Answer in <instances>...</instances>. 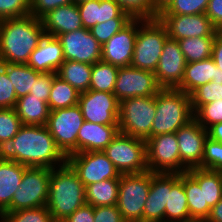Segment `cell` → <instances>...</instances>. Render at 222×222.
Returning a JSON list of instances; mask_svg holds the SVG:
<instances>
[{
  "instance_id": "cell-39",
  "label": "cell",
  "mask_w": 222,
  "mask_h": 222,
  "mask_svg": "<svg viewBox=\"0 0 222 222\" xmlns=\"http://www.w3.org/2000/svg\"><path fill=\"white\" fill-rule=\"evenodd\" d=\"M193 113L202 105L222 99V82L210 81L196 88L191 94Z\"/></svg>"
},
{
  "instance_id": "cell-32",
  "label": "cell",
  "mask_w": 222,
  "mask_h": 222,
  "mask_svg": "<svg viewBox=\"0 0 222 222\" xmlns=\"http://www.w3.org/2000/svg\"><path fill=\"white\" fill-rule=\"evenodd\" d=\"M0 66L6 71L8 78L11 80L17 99L29 94L34 81L42 73L27 64L0 63Z\"/></svg>"
},
{
  "instance_id": "cell-45",
  "label": "cell",
  "mask_w": 222,
  "mask_h": 222,
  "mask_svg": "<svg viewBox=\"0 0 222 222\" xmlns=\"http://www.w3.org/2000/svg\"><path fill=\"white\" fill-rule=\"evenodd\" d=\"M30 15V0H0V20Z\"/></svg>"
},
{
  "instance_id": "cell-20",
  "label": "cell",
  "mask_w": 222,
  "mask_h": 222,
  "mask_svg": "<svg viewBox=\"0 0 222 222\" xmlns=\"http://www.w3.org/2000/svg\"><path fill=\"white\" fill-rule=\"evenodd\" d=\"M64 61L59 39L45 34L38 47L31 53L27 65L36 71L57 73Z\"/></svg>"
},
{
  "instance_id": "cell-15",
  "label": "cell",
  "mask_w": 222,
  "mask_h": 222,
  "mask_svg": "<svg viewBox=\"0 0 222 222\" xmlns=\"http://www.w3.org/2000/svg\"><path fill=\"white\" fill-rule=\"evenodd\" d=\"M62 44L64 60L95 64L102 59V46L90 29L81 28L58 37Z\"/></svg>"
},
{
  "instance_id": "cell-25",
  "label": "cell",
  "mask_w": 222,
  "mask_h": 222,
  "mask_svg": "<svg viewBox=\"0 0 222 222\" xmlns=\"http://www.w3.org/2000/svg\"><path fill=\"white\" fill-rule=\"evenodd\" d=\"M167 218V219H166ZM190 218L187 197L180 173H168V198L165 204V222H187Z\"/></svg>"
},
{
  "instance_id": "cell-8",
  "label": "cell",
  "mask_w": 222,
  "mask_h": 222,
  "mask_svg": "<svg viewBox=\"0 0 222 222\" xmlns=\"http://www.w3.org/2000/svg\"><path fill=\"white\" fill-rule=\"evenodd\" d=\"M103 152L120 174L148 171L144 139L118 132Z\"/></svg>"
},
{
  "instance_id": "cell-10",
  "label": "cell",
  "mask_w": 222,
  "mask_h": 222,
  "mask_svg": "<svg viewBox=\"0 0 222 222\" xmlns=\"http://www.w3.org/2000/svg\"><path fill=\"white\" fill-rule=\"evenodd\" d=\"M84 122L78 105L50 111L46 127L67 157L77 153V135Z\"/></svg>"
},
{
  "instance_id": "cell-55",
  "label": "cell",
  "mask_w": 222,
  "mask_h": 222,
  "mask_svg": "<svg viewBox=\"0 0 222 222\" xmlns=\"http://www.w3.org/2000/svg\"><path fill=\"white\" fill-rule=\"evenodd\" d=\"M171 0H152L153 8L159 13L162 11Z\"/></svg>"
},
{
  "instance_id": "cell-49",
  "label": "cell",
  "mask_w": 222,
  "mask_h": 222,
  "mask_svg": "<svg viewBox=\"0 0 222 222\" xmlns=\"http://www.w3.org/2000/svg\"><path fill=\"white\" fill-rule=\"evenodd\" d=\"M94 222H125L116 205L94 207Z\"/></svg>"
},
{
  "instance_id": "cell-36",
  "label": "cell",
  "mask_w": 222,
  "mask_h": 222,
  "mask_svg": "<svg viewBox=\"0 0 222 222\" xmlns=\"http://www.w3.org/2000/svg\"><path fill=\"white\" fill-rule=\"evenodd\" d=\"M119 68L102 60L92 64L89 90L114 92Z\"/></svg>"
},
{
  "instance_id": "cell-21",
  "label": "cell",
  "mask_w": 222,
  "mask_h": 222,
  "mask_svg": "<svg viewBox=\"0 0 222 222\" xmlns=\"http://www.w3.org/2000/svg\"><path fill=\"white\" fill-rule=\"evenodd\" d=\"M41 21L45 34L54 37L83 28L78 7L74 2L49 11Z\"/></svg>"
},
{
  "instance_id": "cell-42",
  "label": "cell",
  "mask_w": 222,
  "mask_h": 222,
  "mask_svg": "<svg viewBox=\"0 0 222 222\" xmlns=\"http://www.w3.org/2000/svg\"><path fill=\"white\" fill-rule=\"evenodd\" d=\"M132 18L154 19L158 12L153 8L152 0H115Z\"/></svg>"
},
{
  "instance_id": "cell-57",
  "label": "cell",
  "mask_w": 222,
  "mask_h": 222,
  "mask_svg": "<svg viewBox=\"0 0 222 222\" xmlns=\"http://www.w3.org/2000/svg\"><path fill=\"white\" fill-rule=\"evenodd\" d=\"M89 0H73V2L76 4V5H79L81 3H84V2H87Z\"/></svg>"
},
{
  "instance_id": "cell-35",
  "label": "cell",
  "mask_w": 222,
  "mask_h": 222,
  "mask_svg": "<svg viewBox=\"0 0 222 222\" xmlns=\"http://www.w3.org/2000/svg\"><path fill=\"white\" fill-rule=\"evenodd\" d=\"M215 37H194L178 40L186 62H197L211 57Z\"/></svg>"
},
{
  "instance_id": "cell-19",
  "label": "cell",
  "mask_w": 222,
  "mask_h": 222,
  "mask_svg": "<svg viewBox=\"0 0 222 222\" xmlns=\"http://www.w3.org/2000/svg\"><path fill=\"white\" fill-rule=\"evenodd\" d=\"M186 64L179 42L168 38L154 72L158 85L161 88H177L181 84Z\"/></svg>"
},
{
  "instance_id": "cell-53",
  "label": "cell",
  "mask_w": 222,
  "mask_h": 222,
  "mask_svg": "<svg viewBox=\"0 0 222 222\" xmlns=\"http://www.w3.org/2000/svg\"><path fill=\"white\" fill-rule=\"evenodd\" d=\"M206 222H222V198L211 208L210 214L205 220Z\"/></svg>"
},
{
  "instance_id": "cell-17",
  "label": "cell",
  "mask_w": 222,
  "mask_h": 222,
  "mask_svg": "<svg viewBox=\"0 0 222 222\" xmlns=\"http://www.w3.org/2000/svg\"><path fill=\"white\" fill-rule=\"evenodd\" d=\"M170 39L216 36L218 29L205 13L194 15H158Z\"/></svg>"
},
{
  "instance_id": "cell-38",
  "label": "cell",
  "mask_w": 222,
  "mask_h": 222,
  "mask_svg": "<svg viewBox=\"0 0 222 222\" xmlns=\"http://www.w3.org/2000/svg\"><path fill=\"white\" fill-rule=\"evenodd\" d=\"M21 126L14 108H0V151L13 139Z\"/></svg>"
},
{
  "instance_id": "cell-22",
  "label": "cell",
  "mask_w": 222,
  "mask_h": 222,
  "mask_svg": "<svg viewBox=\"0 0 222 222\" xmlns=\"http://www.w3.org/2000/svg\"><path fill=\"white\" fill-rule=\"evenodd\" d=\"M119 132V125L84 121L77 135V153L103 151Z\"/></svg>"
},
{
  "instance_id": "cell-16",
  "label": "cell",
  "mask_w": 222,
  "mask_h": 222,
  "mask_svg": "<svg viewBox=\"0 0 222 222\" xmlns=\"http://www.w3.org/2000/svg\"><path fill=\"white\" fill-rule=\"evenodd\" d=\"M181 160V173L199 168L204 156V142L207 130L194 118L175 132Z\"/></svg>"
},
{
  "instance_id": "cell-52",
  "label": "cell",
  "mask_w": 222,
  "mask_h": 222,
  "mask_svg": "<svg viewBox=\"0 0 222 222\" xmlns=\"http://www.w3.org/2000/svg\"><path fill=\"white\" fill-rule=\"evenodd\" d=\"M212 59L222 71V30H218L212 47Z\"/></svg>"
},
{
  "instance_id": "cell-2",
  "label": "cell",
  "mask_w": 222,
  "mask_h": 222,
  "mask_svg": "<svg viewBox=\"0 0 222 222\" xmlns=\"http://www.w3.org/2000/svg\"><path fill=\"white\" fill-rule=\"evenodd\" d=\"M44 36L41 19L32 15L0 20V63L27 64Z\"/></svg>"
},
{
  "instance_id": "cell-28",
  "label": "cell",
  "mask_w": 222,
  "mask_h": 222,
  "mask_svg": "<svg viewBox=\"0 0 222 222\" xmlns=\"http://www.w3.org/2000/svg\"><path fill=\"white\" fill-rule=\"evenodd\" d=\"M22 125L44 126L47 124L49 117L48 103L27 94L17 99L14 107Z\"/></svg>"
},
{
  "instance_id": "cell-1",
  "label": "cell",
  "mask_w": 222,
  "mask_h": 222,
  "mask_svg": "<svg viewBox=\"0 0 222 222\" xmlns=\"http://www.w3.org/2000/svg\"><path fill=\"white\" fill-rule=\"evenodd\" d=\"M3 159L16 161L27 167L57 168L67 157L57 147L46 125H22L13 139L0 151Z\"/></svg>"
},
{
  "instance_id": "cell-34",
  "label": "cell",
  "mask_w": 222,
  "mask_h": 222,
  "mask_svg": "<svg viewBox=\"0 0 222 222\" xmlns=\"http://www.w3.org/2000/svg\"><path fill=\"white\" fill-rule=\"evenodd\" d=\"M80 93L68 82L62 80L59 76L53 78V83L48 99L50 111L62 108H68L78 105Z\"/></svg>"
},
{
  "instance_id": "cell-3",
  "label": "cell",
  "mask_w": 222,
  "mask_h": 222,
  "mask_svg": "<svg viewBox=\"0 0 222 222\" xmlns=\"http://www.w3.org/2000/svg\"><path fill=\"white\" fill-rule=\"evenodd\" d=\"M58 168L51 169L46 207L55 222H62L86 204V193L85 186L67 162L59 164Z\"/></svg>"
},
{
  "instance_id": "cell-40",
  "label": "cell",
  "mask_w": 222,
  "mask_h": 222,
  "mask_svg": "<svg viewBox=\"0 0 222 222\" xmlns=\"http://www.w3.org/2000/svg\"><path fill=\"white\" fill-rule=\"evenodd\" d=\"M209 0H171L158 15H194L205 13Z\"/></svg>"
},
{
  "instance_id": "cell-43",
  "label": "cell",
  "mask_w": 222,
  "mask_h": 222,
  "mask_svg": "<svg viewBox=\"0 0 222 222\" xmlns=\"http://www.w3.org/2000/svg\"><path fill=\"white\" fill-rule=\"evenodd\" d=\"M133 18H114L104 23L94 25L90 32L101 44L106 43L113 35L124 28Z\"/></svg>"
},
{
  "instance_id": "cell-18",
  "label": "cell",
  "mask_w": 222,
  "mask_h": 222,
  "mask_svg": "<svg viewBox=\"0 0 222 222\" xmlns=\"http://www.w3.org/2000/svg\"><path fill=\"white\" fill-rule=\"evenodd\" d=\"M140 23L141 18H133L124 28L104 43L102 45L101 60L118 68L130 66L133 59L138 27L141 26Z\"/></svg>"
},
{
  "instance_id": "cell-12",
  "label": "cell",
  "mask_w": 222,
  "mask_h": 222,
  "mask_svg": "<svg viewBox=\"0 0 222 222\" xmlns=\"http://www.w3.org/2000/svg\"><path fill=\"white\" fill-rule=\"evenodd\" d=\"M86 187L108 179H120V173L103 151L79 152L67 156L66 161Z\"/></svg>"
},
{
  "instance_id": "cell-47",
  "label": "cell",
  "mask_w": 222,
  "mask_h": 222,
  "mask_svg": "<svg viewBox=\"0 0 222 222\" xmlns=\"http://www.w3.org/2000/svg\"><path fill=\"white\" fill-rule=\"evenodd\" d=\"M56 75L57 73L42 72L34 81V85L30 88L29 94L48 102L53 78Z\"/></svg>"
},
{
  "instance_id": "cell-11",
  "label": "cell",
  "mask_w": 222,
  "mask_h": 222,
  "mask_svg": "<svg viewBox=\"0 0 222 222\" xmlns=\"http://www.w3.org/2000/svg\"><path fill=\"white\" fill-rule=\"evenodd\" d=\"M148 170L154 173H181L178 140L175 133L159 134L146 140Z\"/></svg>"
},
{
  "instance_id": "cell-50",
  "label": "cell",
  "mask_w": 222,
  "mask_h": 222,
  "mask_svg": "<svg viewBox=\"0 0 222 222\" xmlns=\"http://www.w3.org/2000/svg\"><path fill=\"white\" fill-rule=\"evenodd\" d=\"M205 14L218 30H222V0H209Z\"/></svg>"
},
{
  "instance_id": "cell-26",
  "label": "cell",
  "mask_w": 222,
  "mask_h": 222,
  "mask_svg": "<svg viewBox=\"0 0 222 222\" xmlns=\"http://www.w3.org/2000/svg\"><path fill=\"white\" fill-rule=\"evenodd\" d=\"M27 166L0 156V214L11 204Z\"/></svg>"
},
{
  "instance_id": "cell-6",
  "label": "cell",
  "mask_w": 222,
  "mask_h": 222,
  "mask_svg": "<svg viewBox=\"0 0 222 222\" xmlns=\"http://www.w3.org/2000/svg\"><path fill=\"white\" fill-rule=\"evenodd\" d=\"M154 172L121 174L117 208L125 222H143L144 204Z\"/></svg>"
},
{
  "instance_id": "cell-27",
  "label": "cell",
  "mask_w": 222,
  "mask_h": 222,
  "mask_svg": "<svg viewBox=\"0 0 222 222\" xmlns=\"http://www.w3.org/2000/svg\"><path fill=\"white\" fill-rule=\"evenodd\" d=\"M217 66L212 57L202 61L187 63L181 84L177 89L186 94H191L196 88L215 78Z\"/></svg>"
},
{
  "instance_id": "cell-24",
  "label": "cell",
  "mask_w": 222,
  "mask_h": 222,
  "mask_svg": "<svg viewBox=\"0 0 222 222\" xmlns=\"http://www.w3.org/2000/svg\"><path fill=\"white\" fill-rule=\"evenodd\" d=\"M168 198V173H155L144 204L143 222H165V204Z\"/></svg>"
},
{
  "instance_id": "cell-30",
  "label": "cell",
  "mask_w": 222,
  "mask_h": 222,
  "mask_svg": "<svg viewBox=\"0 0 222 222\" xmlns=\"http://www.w3.org/2000/svg\"><path fill=\"white\" fill-rule=\"evenodd\" d=\"M92 65L65 60L57 70V76L72 85L79 93L89 90Z\"/></svg>"
},
{
  "instance_id": "cell-58",
  "label": "cell",
  "mask_w": 222,
  "mask_h": 222,
  "mask_svg": "<svg viewBox=\"0 0 222 222\" xmlns=\"http://www.w3.org/2000/svg\"><path fill=\"white\" fill-rule=\"evenodd\" d=\"M187 222H206L205 220H196V219H192L190 221H187Z\"/></svg>"
},
{
  "instance_id": "cell-33",
  "label": "cell",
  "mask_w": 222,
  "mask_h": 222,
  "mask_svg": "<svg viewBox=\"0 0 222 222\" xmlns=\"http://www.w3.org/2000/svg\"><path fill=\"white\" fill-rule=\"evenodd\" d=\"M199 184H204L205 202L210 208L222 198V171L193 168L187 171Z\"/></svg>"
},
{
  "instance_id": "cell-48",
  "label": "cell",
  "mask_w": 222,
  "mask_h": 222,
  "mask_svg": "<svg viewBox=\"0 0 222 222\" xmlns=\"http://www.w3.org/2000/svg\"><path fill=\"white\" fill-rule=\"evenodd\" d=\"M73 3V0H30V15L41 19L49 11Z\"/></svg>"
},
{
  "instance_id": "cell-23",
  "label": "cell",
  "mask_w": 222,
  "mask_h": 222,
  "mask_svg": "<svg viewBox=\"0 0 222 222\" xmlns=\"http://www.w3.org/2000/svg\"><path fill=\"white\" fill-rule=\"evenodd\" d=\"M77 7L83 28L87 29L114 18H132L115 0H89Z\"/></svg>"
},
{
  "instance_id": "cell-51",
  "label": "cell",
  "mask_w": 222,
  "mask_h": 222,
  "mask_svg": "<svg viewBox=\"0 0 222 222\" xmlns=\"http://www.w3.org/2000/svg\"><path fill=\"white\" fill-rule=\"evenodd\" d=\"M62 222H94V207L89 204L75 210Z\"/></svg>"
},
{
  "instance_id": "cell-4",
  "label": "cell",
  "mask_w": 222,
  "mask_h": 222,
  "mask_svg": "<svg viewBox=\"0 0 222 222\" xmlns=\"http://www.w3.org/2000/svg\"><path fill=\"white\" fill-rule=\"evenodd\" d=\"M194 118L189 94L177 88H161L156 94V113L151 137L175 133Z\"/></svg>"
},
{
  "instance_id": "cell-29",
  "label": "cell",
  "mask_w": 222,
  "mask_h": 222,
  "mask_svg": "<svg viewBox=\"0 0 222 222\" xmlns=\"http://www.w3.org/2000/svg\"><path fill=\"white\" fill-rule=\"evenodd\" d=\"M191 219L206 220L211 208L205 202L204 184H199L188 172L180 173Z\"/></svg>"
},
{
  "instance_id": "cell-37",
  "label": "cell",
  "mask_w": 222,
  "mask_h": 222,
  "mask_svg": "<svg viewBox=\"0 0 222 222\" xmlns=\"http://www.w3.org/2000/svg\"><path fill=\"white\" fill-rule=\"evenodd\" d=\"M0 217V222H55L46 206L2 212Z\"/></svg>"
},
{
  "instance_id": "cell-54",
  "label": "cell",
  "mask_w": 222,
  "mask_h": 222,
  "mask_svg": "<svg viewBox=\"0 0 222 222\" xmlns=\"http://www.w3.org/2000/svg\"><path fill=\"white\" fill-rule=\"evenodd\" d=\"M207 136L212 140L222 143V122L210 126L207 129Z\"/></svg>"
},
{
  "instance_id": "cell-13",
  "label": "cell",
  "mask_w": 222,
  "mask_h": 222,
  "mask_svg": "<svg viewBox=\"0 0 222 222\" xmlns=\"http://www.w3.org/2000/svg\"><path fill=\"white\" fill-rule=\"evenodd\" d=\"M78 106L84 121L119 125L120 102L114 93L88 90L80 93Z\"/></svg>"
},
{
  "instance_id": "cell-14",
  "label": "cell",
  "mask_w": 222,
  "mask_h": 222,
  "mask_svg": "<svg viewBox=\"0 0 222 222\" xmlns=\"http://www.w3.org/2000/svg\"><path fill=\"white\" fill-rule=\"evenodd\" d=\"M160 89L154 72L130 65L119 68L113 93L120 102L139 96H155Z\"/></svg>"
},
{
  "instance_id": "cell-56",
  "label": "cell",
  "mask_w": 222,
  "mask_h": 222,
  "mask_svg": "<svg viewBox=\"0 0 222 222\" xmlns=\"http://www.w3.org/2000/svg\"><path fill=\"white\" fill-rule=\"evenodd\" d=\"M212 81L222 82V71L217 67L215 78H212Z\"/></svg>"
},
{
  "instance_id": "cell-5",
  "label": "cell",
  "mask_w": 222,
  "mask_h": 222,
  "mask_svg": "<svg viewBox=\"0 0 222 222\" xmlns=\"http://www.w3.org/2000/svg\"><path fill=\"white\" fill-rule=\"evenodd\" d=\"M138 28L131 66L155 72L163 46L169 38L166 28L158 18L142 19Z\"/></svg>"
},
{
  "instance_id": "cell-31",
  "label": "cell",
  "mask_w": 222,
  "mask_h": 222,
  "mask_svg": "<svg viewBox=\"0 0 222 222\" xmlns=\"http://www.w3.org/2000/svg\"><path fill=\"white\" fill-rule=\"evenodd\" d=\"M119 179H108L85 187L86 204L97 206L117 205Z\"/></svg>"
},
{
  "instance_id": "cell-7",
  "label": "cell",
  "mask_w": 222,
  "mask_h": 222,
  "mask_svg": "<svg viewBox=\"0 0 222 222\" xmlns=\"http://www.w3.org/2000/svg\"><path fill=\"white\" fill-rule=\"evenodd\" d=\"M156 113V95L120 101L119 132L147 140Z\"/></svg>"
},
{
  "instance_id": "cell-9",
  "label": "cell",
  "mask_w": 222,
  "mask_h": 222,
  "mask_svg": "<svg viewBox=\"0 0 222 222\" xmlns=\"http://www.w3.org/2000/svg\"><path fill=\"white\" fill-rule=\"evenodd\" d=\"M50 168L27 167L11 204L3 212L46 206L49 192Z\"/></svg>"
},
{
  "instance_id": "cell-44",
  "label": "cell",
  "mask_w": 222,
  "mask_h": 222,
  "mask_svg": "<svg viewBox=\"0 0 222 222\" xmlns=\"http://www.w3.org/2000/svg\"><path fill=\"white\" fill-rule=\"evenodd\" d=\"M200 169L222 171V143L209 137L204 142V156Z\"/></svg>"
},
{
  "instance_id": "cell-46",
  "label": "cell",
  "mask_w": 222,
  "mask_h": 222,
  "mask_svg": "<svg viewBox=\"0 0 222 222\" xmlns=\"http://www.w3.org/2000/svg\"><path fill=\"white\" fill-rule=\"evenodd\" d=\"M17 103L14 86L0 66V108H14Z\"/></svg>"
},
{
  "instance_id": "cell-41",
  "label": "cell",
  "mask_w": 222,
  "mask_h": 222,
  "mask_svg": "<svg viewBox=\"0 0 222 222\" xmlns=\"http://www.w3.org/2000/svg\"><path fill=\"white\" fill-rule=\"evenodd\" d=\"M194 119L206 130L214 124L221 123L222 99L200 106L194 112Z\"/></svg>"
}]
</instances>
